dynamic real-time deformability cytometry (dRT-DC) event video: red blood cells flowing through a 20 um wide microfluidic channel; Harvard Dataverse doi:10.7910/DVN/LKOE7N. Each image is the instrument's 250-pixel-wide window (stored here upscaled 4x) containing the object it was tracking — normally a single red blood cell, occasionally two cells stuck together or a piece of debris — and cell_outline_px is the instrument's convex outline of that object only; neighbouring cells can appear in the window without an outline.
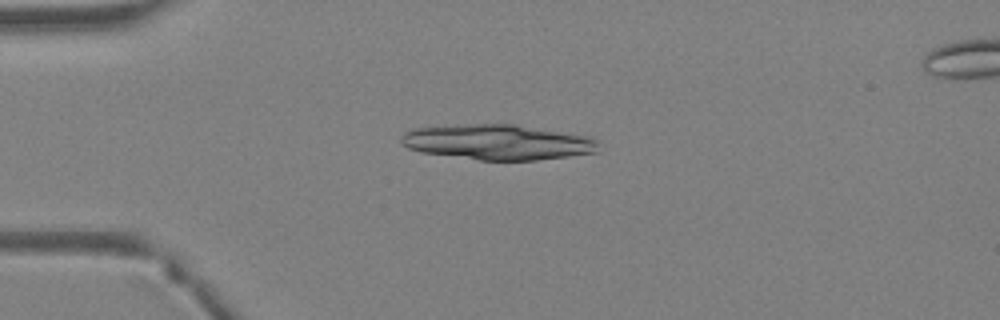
{"species": "Egyptian fruit bat (a non-hibernating species)", "species_latin": "Rousettus aegyptiacus", "temperature_condition": "warm", "stored_images_in_passage": 13, "camera_frame_rate_fps": 3000, "um_per_image_px": 0.085, "animal": {"sex": "female"}, "frame": {"image": 1, "passage_image": 8, "time_ms": 2.333, "image_size_px": [1000, 320], "cell_outline_px": [[596, 152], [568, 156], [536, 160], [480, 160], [420, 152], [408, 148], [400, 144], [400, 136], [404, 132], [412, 128], [468, 124], [516, 124], [592, 136], [596, 140]], "centroid_in_image_um": [42.26, 12.07], "position_along_channel_um": 42.7, "area_um2": 40.75}}